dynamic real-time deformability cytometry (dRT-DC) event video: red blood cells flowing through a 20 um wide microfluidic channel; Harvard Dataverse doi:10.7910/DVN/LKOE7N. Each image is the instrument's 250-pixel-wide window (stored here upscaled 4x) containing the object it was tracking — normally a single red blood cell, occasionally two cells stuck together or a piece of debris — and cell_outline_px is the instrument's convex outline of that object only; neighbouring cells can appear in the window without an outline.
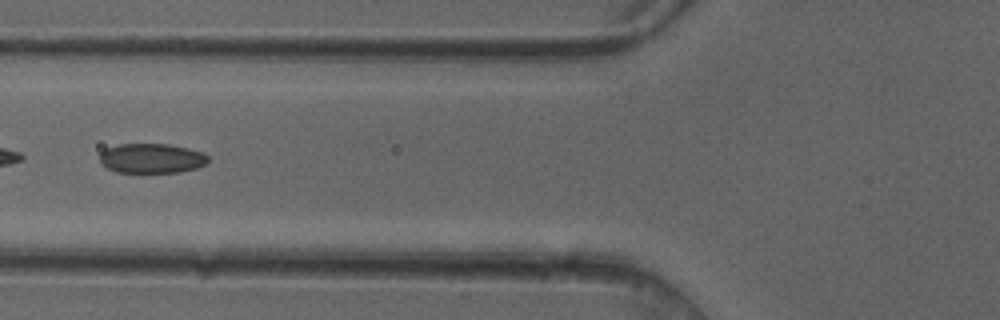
{"species": "common noctule bat (a hibernating species)", "species_latin": "Nyctalus noctula", "temperature_condition": "cold", "stored_images_in_passage": 6, "camera_frame_rate_fps": 3000, "um_per_image_px": 0.085, "animal": {"sex": "female"}, "frame": {"image": 1, "passage_image": 5, "time_ms": 1.333, "image_size_px": [1000, 320], "cell_outline_px": [[208, 160], [204, 164], [196, 168], [180, 172], [116, 172], [100, 164], [100, 152], [116, 144], [168, 144], [188, 148], [204, 152], [208, 156]], "centroid_in_image_um": [12.88, 13.45], "position_along_channel_um": 112.9, "area_um2": 18.79}}
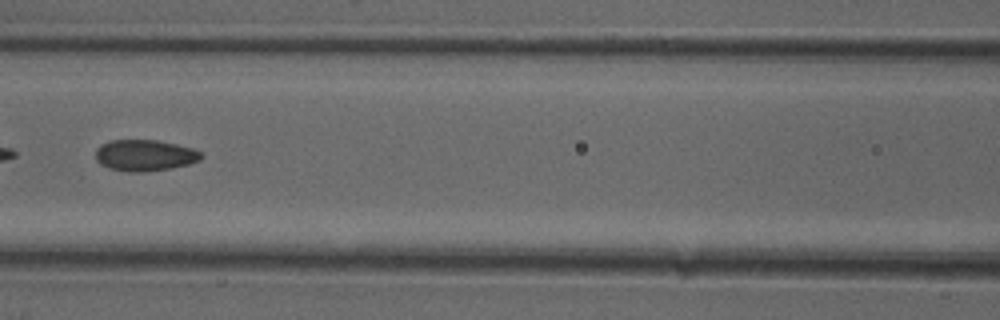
{"frame": {"image": 2, "passage_image": 6, "time_ms": 1.667, "image_size_px": [1000, 320], "cell_outline_px": [[204, 156], [200, 160], [188, 164], [168, 168], [144, 172], [128, 172], [108, 168], [100, 164], [96, 160], [96, 148], [100, 144], [112, 140], [156, 140], [176, 144], [192, 148], [200, 152]], "centroid_in_image_um": [12.28, 13.2], "position_along_channel_um": 154.3, "area_um2": 19.25}}